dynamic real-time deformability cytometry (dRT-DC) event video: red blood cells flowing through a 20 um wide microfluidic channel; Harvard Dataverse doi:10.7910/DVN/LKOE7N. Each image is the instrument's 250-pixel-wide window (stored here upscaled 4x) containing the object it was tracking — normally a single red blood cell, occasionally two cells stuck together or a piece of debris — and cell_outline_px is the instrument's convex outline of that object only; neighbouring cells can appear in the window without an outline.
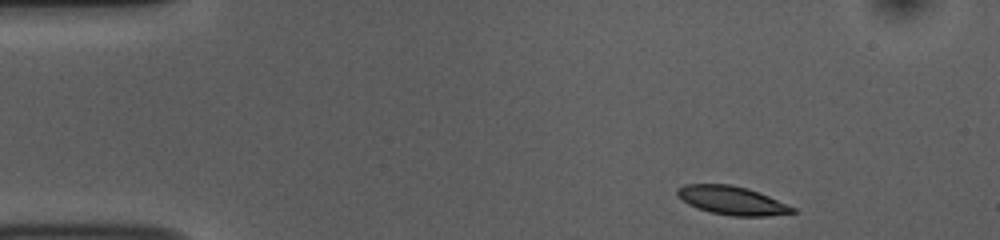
{"species": "common noctule bat (a hibernating species)", "species_latin": "Nyctalus noctula", "temperature_condition": "room temperature", "stored_images_in_passage": 47, "camera_frame_rate_fps": 3000, "um_per_image_px": 0.085, "animal": {"sex": "female", "body_mass_g": 10.0, "forearm_length_mm": 53.1}, "frame": {"image": 1, "passage_image": 1, "time_ms": 0.0, "image_size_px": [1000, 240], "cell_outline_px": [[796, 212], [764, 216], [732, 216], [712, 212], [696, 208], [688, 204], [676, 192], [676, 188], [684, 184], [728, 184], [748, 188], [768, 196], [796, 208]], "centroid_in_image_um": [62.2, 17.03], "position_along_channel_um": 22.8, "area_um2": 18.96}}
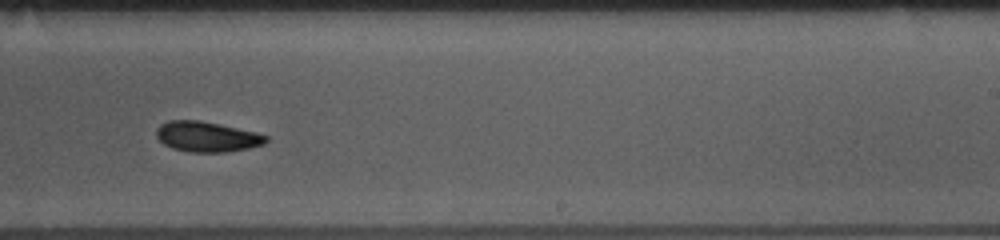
{"frame": {"image": 2, "passage_image": 27, "time_ms": 8.667, "image_size_px": [1000, 240], "cell_outline_px": [[268, 140], [264, 144], [248, 148], [224, 152], [188, 152], [172, 148], [164, 144], [156, 136], [156, 128], [160, 124], [168, 120], [200, 120], [220, 124], [256, 132], [268, 136]], "centroid_in_image_um": [17.57, 11.61], "position_along_channel_um": 271.4, "area_um2": 19.42}}
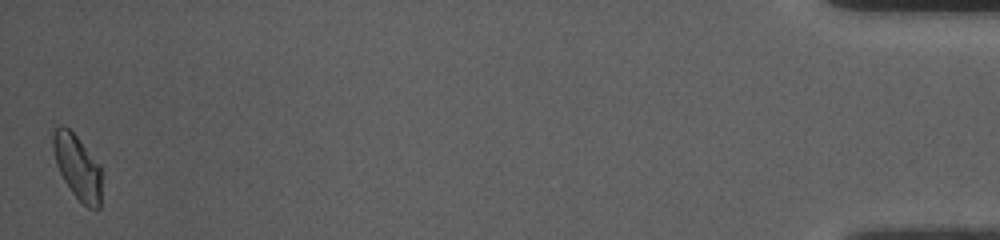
{"frame": {"image": 3, "passage_image": 47, "time_ms": 15.333, "image_size_px": [1000, 240], "cell_outline_px": [[100, 208], [88, 208], [72, 192], [64, 180], [56, 164], [52, 148], [52, 136], [56, 128], [60, 124], [64, 124], [76, 136], [100, 164]], "centroid_in_image_um": [6.56, 14.16], "position_along_channel_um": 428.6, "area_um2": 18.03}, "authors_computed_cell_mechanics": {"area_um2": 19.4786, "velocity_mm_per_s": 3.7278, "shape_relaxation_time_tau1_ms": 2.5371, "shape_relaxation_time_tau2_ms": 10.6684, "deformation_change_tau1": 0.1136, "deformation_change_tau2": 0.1664}}